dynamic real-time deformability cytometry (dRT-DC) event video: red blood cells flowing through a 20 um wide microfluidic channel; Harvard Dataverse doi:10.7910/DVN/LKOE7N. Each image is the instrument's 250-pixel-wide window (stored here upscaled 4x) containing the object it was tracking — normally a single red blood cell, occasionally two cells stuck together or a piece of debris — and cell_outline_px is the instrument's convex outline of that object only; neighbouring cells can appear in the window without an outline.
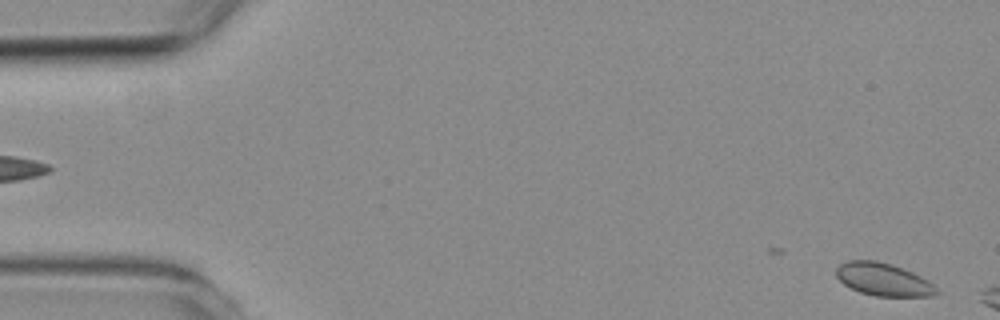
{"species": "common noctule bat (a hibernating species)", "species_latin": "Nyctalus noctula", "temperature_condition": "room temperature", "stored_images_in_passage": 2, "camera_frame_rate_fps": 3000, "um_per_image_px": 0.085, "animal": {"sex": "female", "body_mass_g": 19.3, "forearm_length_mm": 54.1}, "frame": {"image": 1, "passage_image": 2, "time_ms": 1.0, "image_size_px": [1000, 320], "cell_outline_px": [[940, 292], [932, 296], [876, 296], [860, 292], [844, 284], [836, 276], [836, 268], [840, 264], [848, 260], [876, 260], [892, 264], [912, 272], [928, 280]], "centroid_in_image_um": [75.08, 23.74], "position_along_channel_um": 9.9, "area_um2": 19.07}}